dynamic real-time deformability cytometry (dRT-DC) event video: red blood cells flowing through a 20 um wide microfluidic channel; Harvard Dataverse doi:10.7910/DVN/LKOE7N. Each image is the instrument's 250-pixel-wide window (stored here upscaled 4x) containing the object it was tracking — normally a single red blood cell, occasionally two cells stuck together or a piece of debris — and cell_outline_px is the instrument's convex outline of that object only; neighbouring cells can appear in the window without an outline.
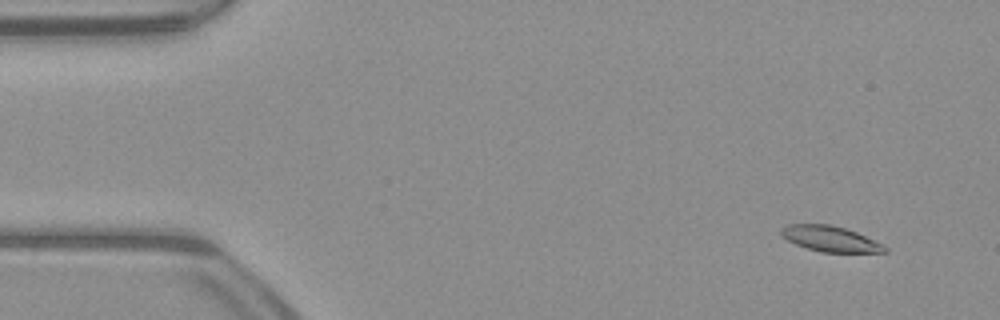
{"species": "common noctule bat (a hibernating species)", "species_latin": "Nyctalus noctula", "temperature_condition": "warm", "stored_images_in_passage": 52, "camera_frame_rate_fps": 3000, "um_per_image_px": 0.085, "animal": {"sex": "male", "body_mass_g": 23.1, "forearm_length_mm": 52.7}, "frame": {"image": 1, "passage_image": 4, "time_ms": 1.0, "image_size_px": [1000, 320], "cell_outline_px": [[888, 252], [820, 252], [796, 244], [788, 240], [780, 232], [780, 228], [788, 224], [832, 224], [856, 232], [888, 248]], "centroid_in_image_um": [70.54, 20.29], "position_along_channel_um": 14.5, "area_um2": 15.14}}
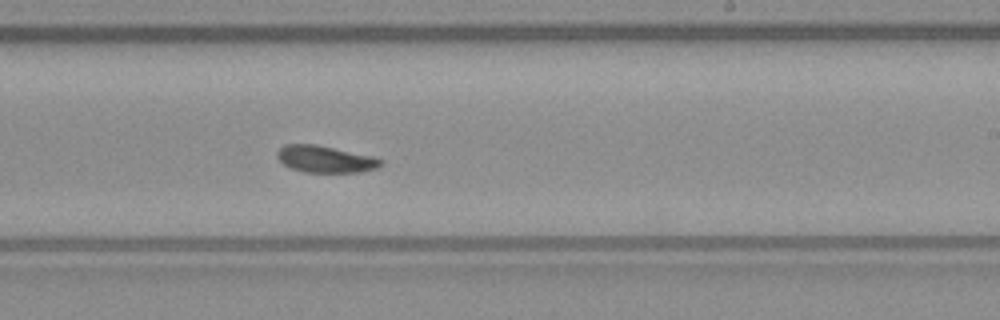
{"frame": {"image": 2, "passage_image": 31, "time_ms": 10.0, "image_size_px": [1000, 320], "cell_outline_px": [[384, 164], [376, 168], [360, 172], [304, 172], [292, 168], [284, 164], [276, 156], [276, 152], [284, 144], [316, 144], [372, 156], [384, 160]], "centroid_in_image_um": [27.66, 13.52], "position_along_channel_um": 261.3, "area_um2": 16.18}}
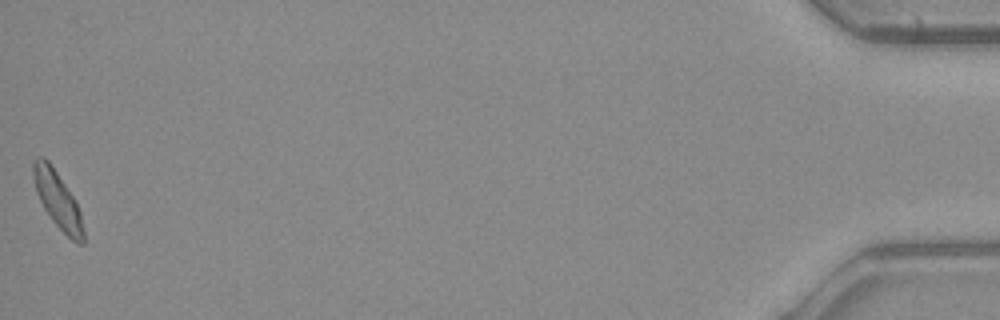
{"frame": {"image": 3, "passage_image": 52, "time_ms": 17.0, "image_size_px": [1000, 320], "cell_outline_px": [[84, 244], [80, 244], [72, 240], [52, 220], [44, 208], [36, 192], [32, 176], [32, 164], [36, 156], [44, 156], [48, 160], [72, 196], [80, 212], [84, 232]], "centroid_in_image_um": [4.87, 16.96], "position_along_channel_um": 430.3, "area_um2": 16.24}, "authors_computed_cell_mechanics": {"area_um2": 16.4152, "velocity_mm_per_s": 3.962, "shape_relaxation_time_tau1_ms": 6.4315, "shape_relaxation_time_tau2_ms": null, "deformation_change_tau1": 0.1603, "deformation_change_tau2": null}}